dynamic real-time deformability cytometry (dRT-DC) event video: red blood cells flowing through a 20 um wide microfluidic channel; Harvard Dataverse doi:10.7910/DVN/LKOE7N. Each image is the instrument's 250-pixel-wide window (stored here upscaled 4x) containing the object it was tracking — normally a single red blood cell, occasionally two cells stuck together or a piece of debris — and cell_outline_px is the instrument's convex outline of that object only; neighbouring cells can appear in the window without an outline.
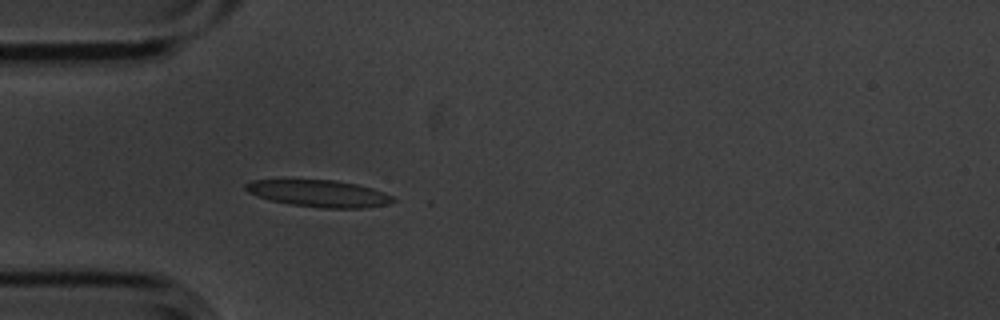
{"species": "common noctule bat (a hibernating species)", "species_latin": "Nyctalus noctula", "temperature_condition": "cold", "stored_images_in_passage": 4, "camera_frame_rate_fps": 3000, "um_per_image_px": 0.085, "animal": {"sex": "male", "body_mass_g": 20.1, "forearm_length_mm": 53.5}, "frame": {"image": 1, "passage_image": 4, "time_ms": 1.0, "image_size_px": [1000, 320], "cell_outline_px": [[396, 200], [388, 204], [364, 208], [324, 208], [292, 204], [272, 200], [248, 192], [244, 188], [244, 184], [252, 180], [336, 180], [356, 184], [372, 188], [384, 192], [392, 196]], "centroid_in_image_um": [27.15, 16.44], "position_along_channel_um": 57.8, "area_um2": 22.83}}